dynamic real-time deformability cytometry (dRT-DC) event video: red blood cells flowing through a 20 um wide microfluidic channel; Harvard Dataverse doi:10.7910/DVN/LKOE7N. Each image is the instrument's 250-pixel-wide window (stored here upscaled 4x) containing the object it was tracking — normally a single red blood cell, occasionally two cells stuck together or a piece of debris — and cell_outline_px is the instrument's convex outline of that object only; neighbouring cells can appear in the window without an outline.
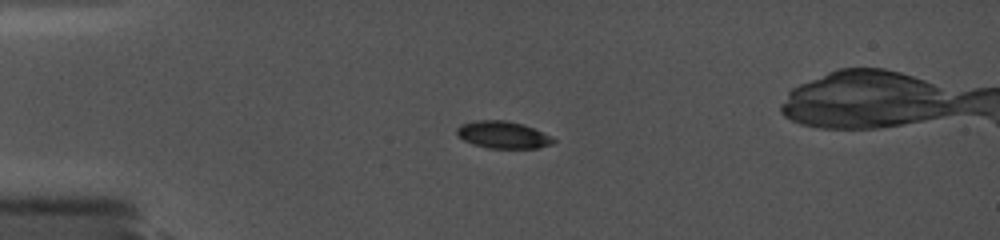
{"species": "common noctule bat (a hibernating species)", "species_latin": "Nyctalus noctula", "temperature_condition": "cold", "stored_images_in_passage": 58, "camera_frame_rate_fps": 5000, "um_per_image_px": 0.085, "animal": {"sex": "female", "body_mass_g": 19.0, "forearm_length_mm": 56.7}, "frame": {"image": 1, "passage_image": 1, "time_ms": 0.0, "image_size_px": [1000, 240], "cell_outline_px": [[556, 140], [552, 144], [536, 148], [488, 148], [472, 144], [464, 140], [456, 132], [456, 128], [460, 124], [476, 120], [508, 120], [524, 124], [552, 136]], "centroid_in_image_um": [42.75, 11.45], "position_along_channel_um": 42.2, "area_um2": 15.37}}
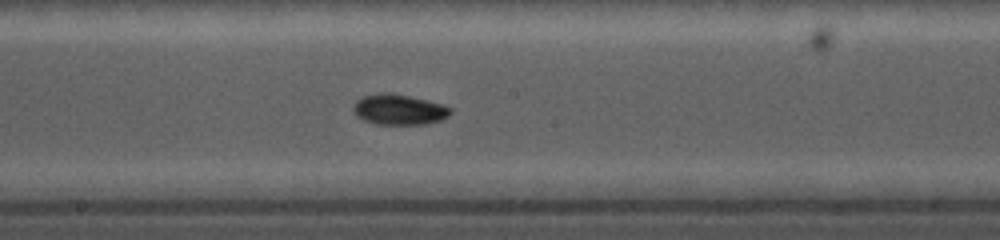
{"frame": {"image": 2, "passage_image": 29, "time_ms": 5.4, "image_size_px": [1000, 240], "cell_outline_px": [[452, 112], [448, 116], [440, 120], [428, 124], [376, 124], [364, 120], [356, 116], [352, 108], [356, 100], [364, 96], [384, 92], [392, 92], [444, 104], [452, 108]], "centroid_in_image_um": [33.93, 9.31], "position_along_channel_um": 214.3, "area_um2": 17.4}}
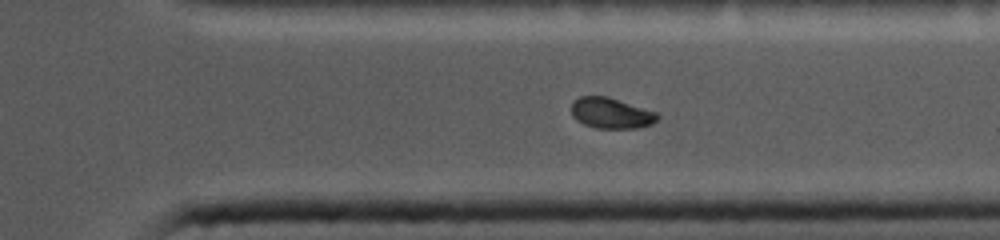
{"frame": {"image": 3, "passage_image": 49, "time_ms": 9.2, "image_size_px": [1000, 240], "cell_outline_px": [[660, 116], [652, 124], [640, 128], [596, 128], [584, 124], [576, 120], [572, 116], [572, 100], [580, 96], [608, 96], [656, 112]], "centroid_in_image_um": [51.93, 9.61], "position_along_channel_um": 359.5, "area_um2": 15.49}}